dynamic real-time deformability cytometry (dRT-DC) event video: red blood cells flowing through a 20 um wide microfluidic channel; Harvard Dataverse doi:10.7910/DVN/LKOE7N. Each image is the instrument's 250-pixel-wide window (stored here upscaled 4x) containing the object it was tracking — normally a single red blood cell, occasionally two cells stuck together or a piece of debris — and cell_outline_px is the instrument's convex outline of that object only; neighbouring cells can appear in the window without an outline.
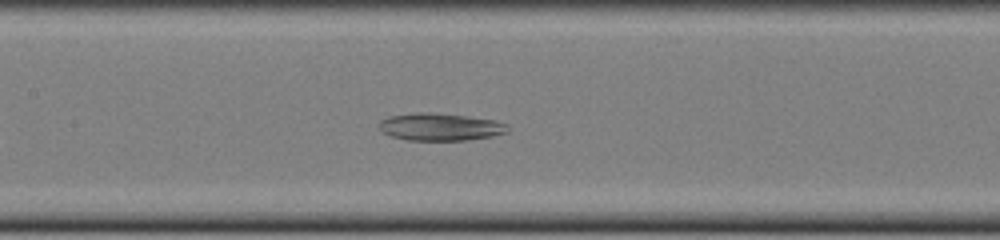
{"species": "common noctule bat (a hibernating species)", "species_latin": "Nyctalus noctula", "temperature_condition": "cold", "stored_images_in_passage": 42, "camera_frame_rate_fps": 3000, "um_per_image_px": 0.085, "animal": {"sex": "female", "body_mass_g": 22.0, "forearm_length_mm": 56.7}, "frame": {"image": 1, "passage_image": 14, "time_ms": 4.333, "image_size_px": [1000, 240], "cell_outline_px": [[508, 132], [492, 136], [468, 140], [408, 140], [392, 136], [384, 132], [380, 128], [380, 120], [392, 116], [420, 112], [432, 112], [464, 116], [492, 120], [508, 124]], "centroid_in_image_um": [37.45, 10.79], "position_along_channel_um": 170.0, "area_um2": 20.23}}
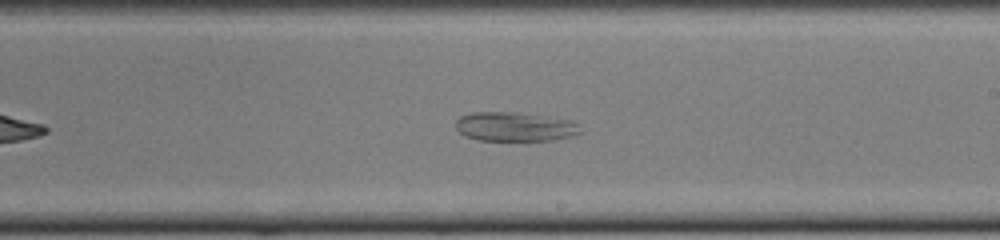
{"frame": {"image": 2, "passage_image": 20, "time_ms": 6.333, "image_size_px": [1000, 240], "cell_outline_px": [[580, 132], [568, 136], [552, 140], [480, 140], [464, 136], [456, 128], [456, 120], [460, 116], [472, 112], [516, 112], [572, 120], [576, 124]], "centroid_in_image_um": [43.69, 10.76], "position_along_channel_um": 245.3, "area_um2": 20.92}}
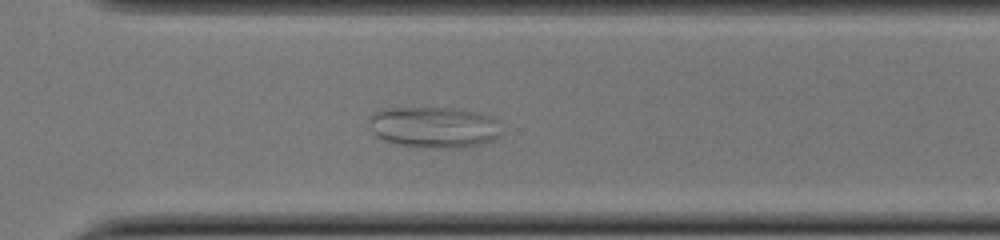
{"frame": {"image": 3, "passage_image": 27, "time_ms": 8.667, "image_size_px": [1000, 240], "cell_outline_px": [[496, 136], [492, 140], [480, 144], [460, 148], [432, 148], [400, 144], [384, 140], [376, 136], [372, 132], [368, 124], [372, 112], [380, 108], [460, 108], [476, 112], [488, 116], [496, 120]], "centroid_in_image_um": [36.78, 10.8], "position_along_channel_um": 333.8, "area_um2": 31.44}}